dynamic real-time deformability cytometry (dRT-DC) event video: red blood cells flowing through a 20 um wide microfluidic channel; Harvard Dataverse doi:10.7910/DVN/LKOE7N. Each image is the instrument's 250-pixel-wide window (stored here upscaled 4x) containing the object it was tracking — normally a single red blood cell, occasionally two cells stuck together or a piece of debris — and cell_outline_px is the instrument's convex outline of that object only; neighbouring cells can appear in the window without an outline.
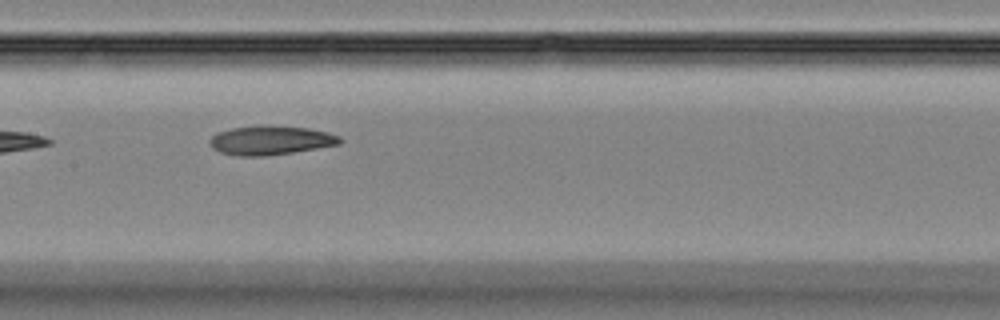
{"species": "Egyptian fruit bat (a non-hibernating species)", "species_latin": "Rousettus aegyptiacus", "temperature_condition": "room temperature", "stored_images_in_passage": 6, "camera_frame_rate_fps": 3000, "um_per_image_px": 0.085, "animal": {"sex": "female"}, "frame": {"image": 1, "passage_image": 4, "time_ms": 3.333, "image_size_px": [1000, 320], "cell_outline_px": [[344, 140], [340, 144], [268, 156], [236, 156], [220, 152], [212, 148], [208, 144], [208, 140], [216, 132], [232, 128], [308, 128], [328, 132], [340, 136]], "centroid_in_image_um": [22.98, 11.97], "position_along_channel_um": 184.4, "area_um2": 21.33}}
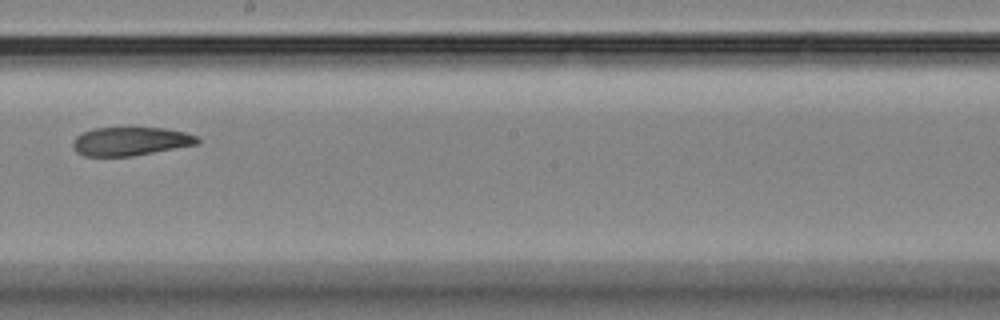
{"frame": {"image": 2, "passage_image": 5, "time_ms": 4.667, "image_size_px": [1000, 320], "cell_outline_px": [[200, 144], [132, 156], [84, 156], [76, 152], [72, 148], [72, 140], [76, 136], [92, 128], [164, 128], [184, 132], [196, 136], [200, 140]], "centroid_in_image_um": [11.07, 12.02], "position_along_channel_um": 237.1, "area_um2": 20.81}}
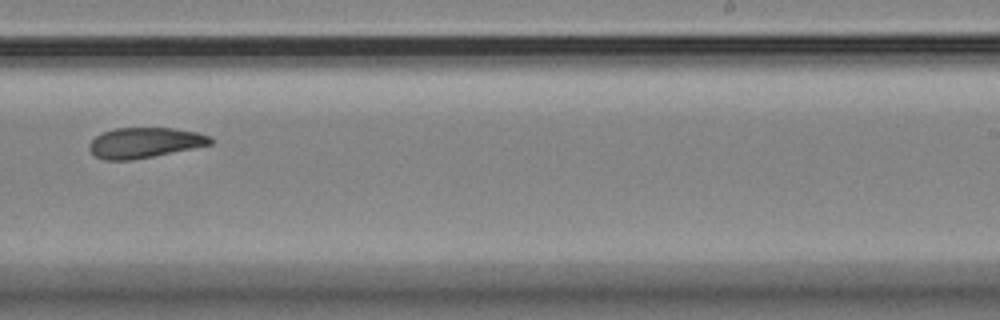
{"frame": {"image": 3, "passage_image": 6, "time_ms": 5.667, "image_size_px": [1000, 320], "cell_outline_px": [[212, 144], [132, 160], [104, 160], [96, 156], [88, 148], [88, 144], [100, 132], [116, 128], [172, 128], [196, 132], [208, 136], [212, 140]], "centroid_in_image_um": [12.24, 12.12], "position_along_channel_um": 276.8, "area_um2": 21.21}}